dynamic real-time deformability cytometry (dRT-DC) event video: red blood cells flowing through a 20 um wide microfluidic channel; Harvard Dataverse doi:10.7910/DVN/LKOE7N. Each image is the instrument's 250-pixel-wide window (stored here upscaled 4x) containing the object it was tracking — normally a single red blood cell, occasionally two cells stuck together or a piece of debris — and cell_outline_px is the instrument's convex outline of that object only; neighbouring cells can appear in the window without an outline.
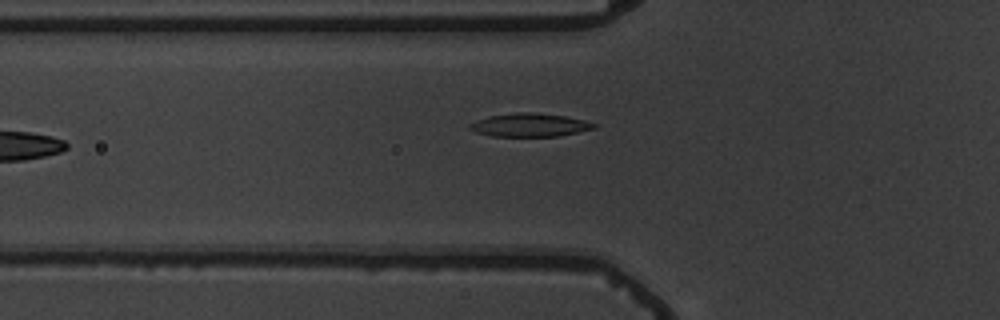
{"species": "common noctule bat (a hibernating species)", "species_latin": "Nyctalus noctula", "temperature_condition": "warm", "stored_images_in_passage": 8, "camera_frame_rate_fps": 3000, "um_per_image_px": 0.085, "animal": {"sex": "male", "body_mass_g": 19.5, "forearm_length_mm": 54.6}, "frame": {"image": 1, "passage_image": 7, "time_ms": 7.333, "image_size_px": [1000, 320], "cell_outline_px": [[596, 128], [560, 136], [488, 136], [476, 132], [468, 128], [468, 124], [476, 120], [488, 116], [516, 112], [536, 112], [564, 116], [584, 120], [596, 124]], "centroid_in_image_um": [44.99, 10.62], "position_along_channel_um": 80.8, "area_um2": 16.99}}
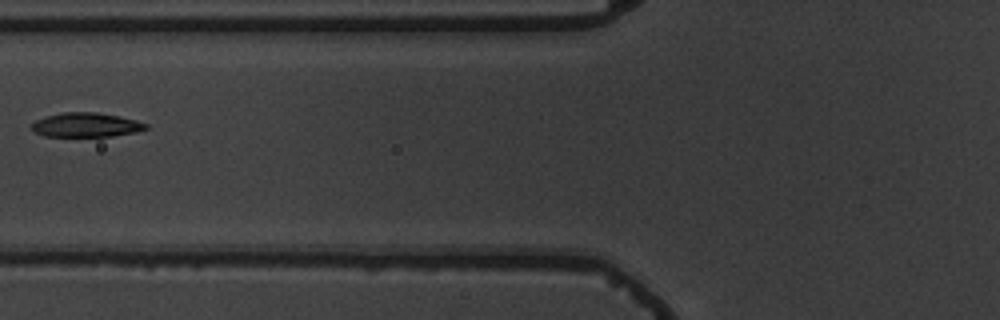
{"frame": {"image": 2, "passage_image": 8, "time_ms": 8.333, "image_size_px": [1000, 320], "cell_outline_px": [[148, 128], [136, 132], [112, 136], [44, 136], [32, 132], [28, 128], [36, 120], [48, 116], [64, 112], [96, 112], [120, 116], [136, 120], [148, 124]], "centroid_in_image_um": [7.29, 10.62], "position_along_channel_um": 118.5, "area_um2": 16.24}}